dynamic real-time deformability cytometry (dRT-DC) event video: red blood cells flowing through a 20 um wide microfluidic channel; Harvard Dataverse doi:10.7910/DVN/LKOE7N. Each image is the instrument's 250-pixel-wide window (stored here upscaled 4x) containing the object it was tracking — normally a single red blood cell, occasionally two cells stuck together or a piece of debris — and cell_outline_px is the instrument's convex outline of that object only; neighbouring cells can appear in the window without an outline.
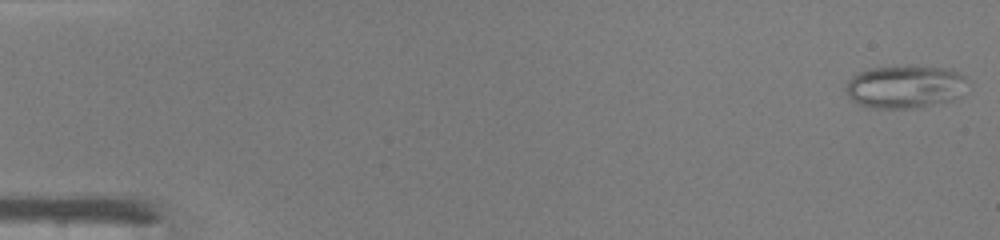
{"species": "common noctule bat (a hibernating species)", "species_latin": "Nyctalus noctula", "temperature_condition": "warm", "stored_images_in_passage": 47, "camera_frame_rate_fps": 3000, "um_per_image_px": 0.085, "animal": {"sex": "male", "body_mass_g": 19.0, "forearm_length_mm": 50.8}, "frame": {"image": 1, "passage_image": 1, "time_ms": 0.0, "image_size_px": [1000, 240], "cell_outline_px": [[964, 80], [960, 96], [952, 100], [916, 108], [872, 108], [860, 104], [852, 100], [848, 96], [844, 88], [848, 80], [852, 76], [860, 72], [872, 68], [908, 64], [912, 64], [952, 68], [964, 76]], "centroid_in_image_um": [76.9, 7.34], "position_along_channel_um": 8.1, "area_um2": 30.81}}
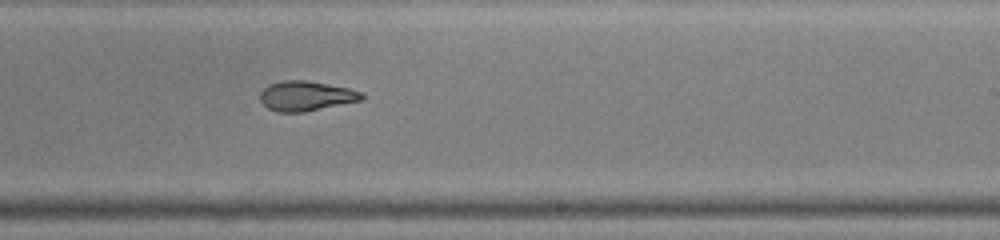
{"frame": {"image": 2, "passage_image": 29, "time_ms": 9.333, "image_size_px": [1000, 240], "cell_outline_px": [[364, 100], [304, 112], [276, 112], [268, 108], [260, 100], [260, 92], [268, 84], [284, 80], [304, 80], [348, 88], [364, 92]], "centroid_in_image_um": [26.03, 8.16], "position_along_channel_um": 263.0, "area_um2": 17.74}}
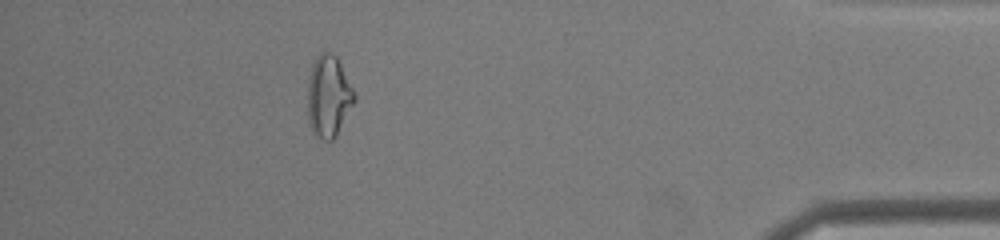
{"frame": {"image": 3, "passage_image": 42, "time_ms": 13.667, "image_size_px": [1000, 240], "cell_outline_px": [[356, 100], [336, 136], [332, 140], [324, 140], [316, 136], [308, 124], [308, 76], [312, 64], [316, 56], [320, 52], [332, 52], [336, 56], [356, 96]], "centroid_in_image_um": [27.91, 8.19], "position_along_channel_um": 407.3, "area_um2": 22.25}, "authors_computed_cell_mechanics": {"area_um2": 21.2704, "velocity_mm_per_s": 4.3612, "shape_relaxation_time_tau1_ms": null, "shape_relaxation_time_tau2_ms": 2.4395, "deformation_change_tau1": null, "deformation_change_tau2": 0.0906}}